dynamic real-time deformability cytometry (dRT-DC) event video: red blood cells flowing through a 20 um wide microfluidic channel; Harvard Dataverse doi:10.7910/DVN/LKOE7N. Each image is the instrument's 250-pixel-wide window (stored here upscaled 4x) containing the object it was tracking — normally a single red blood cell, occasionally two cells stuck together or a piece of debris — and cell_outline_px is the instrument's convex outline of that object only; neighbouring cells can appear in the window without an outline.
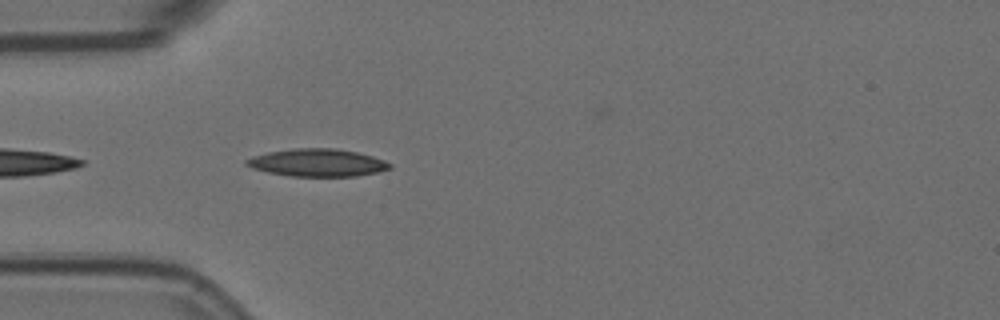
{"species": "Egyptian fruit bat (a non-hibernating species)", "species_latin": "Rousettus aegyptiacus", "temperature_condition": "room temperature", "stored_images_in_passage": 43, "camera_frame_rate_fps": 3000, "um_per_image_px": 0.085, "animal": {"sex": "female"}, "frame": {"image": 1, "passage_image": 3, "time_ms": 0.667, "image_size_px": [1000, 320], "cell_outline_px": [[388, 168], [368, 172], [344, 176], [304, 176], [276, 172], [260, 168], [252, 164], [252, 160], [276, 152], [348, 152], [368, 156], [388, 164]], "centroid_in_image_um": [27.12, 13.91], "position_along_channel_um": 57.9, "area_um2": 18.55}}
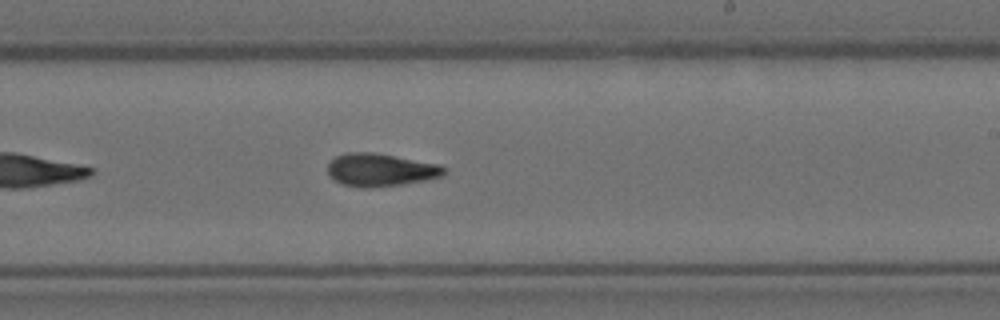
{"frame": {"image": 2, "passage_image": 20, "time_ms": 6.333, "image_size_px": [1000, 320], "cell_outline_px": [[440, 172], [432, 176], [408, 180], [380, 184], [352, 184], [340, 180], [332, 172], [332, 164], [340, 156], [388, 156], [424, 164], [440, 168]], "centroid_in_image_um": [32.26, 14.43], "position_along_channel_um": 256.7, "area_um2": 16.76}}
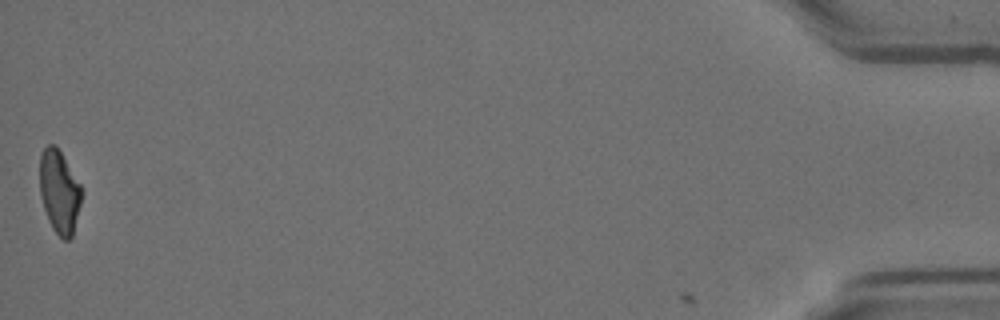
{"frame": {"image": 3, "passage_image": 43, "time_ms": 14.0, "image_size_px": [1000, 320], "cell_outline_px": [[80, 200], [72, 232], [68, 236], [60, 236], [56, 232], [48, 216], [44, 204], [40, 184], [40, 160], [44, 152], [52, 144], [60, 152], [80, 188]], "centroid_in_image_um": [5.02, 16.26], "position_along_channel_um": 430.2, "area_um2": 18.09}, "authors_computed_cell_mechanics": {"area_um2": 17.918, "velocity_mm_per_s": 3.5587, "shape_relaxation_time_tau1_ms": null, "shape_relaxation_time_tau2_ms": 6.7299, "deformation_change_tau1": null, "deformation_change_tau2": 0.1656}}